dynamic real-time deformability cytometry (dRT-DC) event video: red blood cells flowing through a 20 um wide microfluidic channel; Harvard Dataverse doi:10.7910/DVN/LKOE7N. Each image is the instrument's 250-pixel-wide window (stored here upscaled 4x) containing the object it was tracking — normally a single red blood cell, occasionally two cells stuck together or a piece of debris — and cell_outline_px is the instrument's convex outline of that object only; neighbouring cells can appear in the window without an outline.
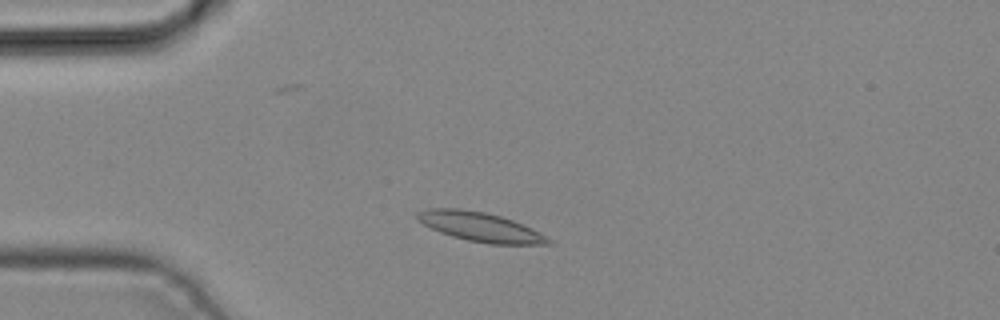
{"species": "common noctule bat (a hibernating species)", "species_latin": "Nyctalus noctula", "temperature_condition": "cold", "stored_images_in_passage": 3, "camera_frame_rate_fps": 3000, "um_per_image_px": 0.085, "animal": {"sex": "male", "body_mass_g": 19.2, "forearm_length_mm": 51.8}, "frame": {"image": 1, "passage_image": 2, "time_ms": 0.333, "image_size_px": [1000, 320], "cell_outline_px": [[552, 244], [488, 244], [468, 240], [452, 236], [440, 232], [416, 220], [416, 212], [428, 208], [460, 208], [484, 212], [500, 216], [512, 220], [548, 236], [552, 240]], "centroid_in_image_um": [40.8, 19.28], "position_along_channel_um": 44.2, "area_um2": 22.25}}